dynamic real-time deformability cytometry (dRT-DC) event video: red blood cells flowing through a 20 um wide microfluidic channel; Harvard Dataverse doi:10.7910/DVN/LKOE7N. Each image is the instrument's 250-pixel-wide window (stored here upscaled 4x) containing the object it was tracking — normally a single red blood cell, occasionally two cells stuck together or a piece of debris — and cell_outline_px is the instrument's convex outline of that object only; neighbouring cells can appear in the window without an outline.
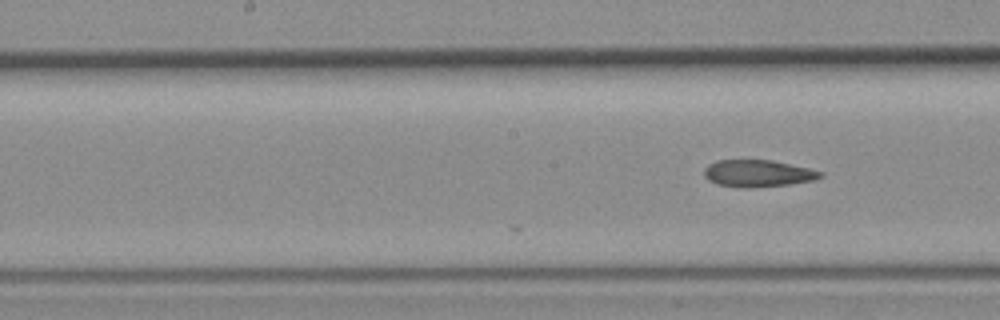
{"species": "common noctule bat (a hibernating species)", "species_latin": "Nyctalus noctula", "temperature_condition": "room temperature", "stored_images_in_passage": 19, "camera_frame_rate_fps": 3000, "um_per_image_px": 0.085, "animal": {"sex": "female", "body_mass_g": 19.3, "forearm_length_mm": 54.1}, "frame": {"image": 1, "passage_image": 19, "time_ms": 6.0, "image_size_px": [1000, 320], "cell_outline_px": [[824, 176], [812, 180], [788, 184], [748, 188], [736, 188], [716, 184], [708, 180], [704, 176], [704, 168], [708, 164], [716, 160], [772, 160], [808, 168], [824, 172]], "centroid_in_image_um": [64.37, 14.74], "position_along_channel_um": 183.8, "area_um2": 18.38}}